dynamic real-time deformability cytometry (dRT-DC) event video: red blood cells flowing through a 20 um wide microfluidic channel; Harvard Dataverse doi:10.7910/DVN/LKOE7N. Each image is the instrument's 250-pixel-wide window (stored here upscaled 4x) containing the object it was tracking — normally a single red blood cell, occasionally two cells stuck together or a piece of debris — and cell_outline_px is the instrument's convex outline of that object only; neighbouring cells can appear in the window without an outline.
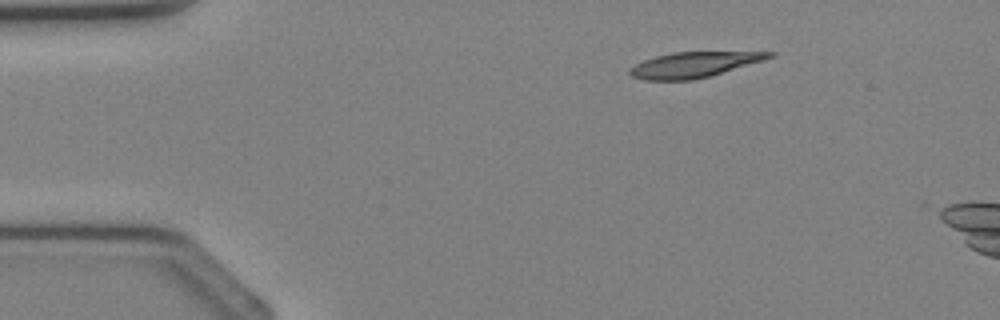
{"species": "Egyptian fruit bat (a non-hibernating species)", "species_latin": "Rousettus aegyptiacus", "temperature_condition": "cold", "stored_images_in_passage": 5, "camera_frame_rate_fps": 3000, "um_per_image_px": 0.085, "animal": {"sex": "female"}, "frame": {"image": 1, "passage_image": 1, "time_ms": 0.0, "image_size_px": [1000, 320], "cell_outline_px": [[776, 56], [764, 60], [708, 76], [692, 80], [644, 80], [632, 76], [628, 72], [628, 68], [644, 60], [656, 56], [672, 52], [776, 52]], "centroid_in_image_um": [58.96, 5.49], "position_along_channel_um": 26.0, "area_um2": 20.46}}